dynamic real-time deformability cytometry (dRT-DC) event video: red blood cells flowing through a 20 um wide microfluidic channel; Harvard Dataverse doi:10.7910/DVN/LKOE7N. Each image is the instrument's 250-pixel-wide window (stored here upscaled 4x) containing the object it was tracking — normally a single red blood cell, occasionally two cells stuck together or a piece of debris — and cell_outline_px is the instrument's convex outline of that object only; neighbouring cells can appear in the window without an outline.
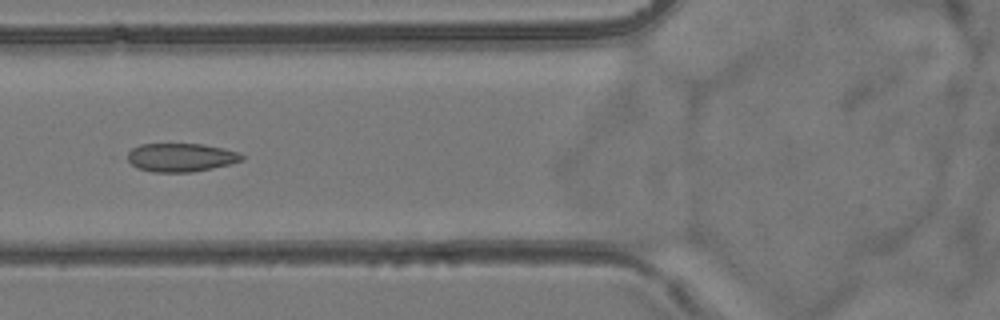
{"species": "common noctule bat (a hibernating species)", "species_latin": "Nyctalus noctula", "temperature_condition": "room temperature", "stored_images_in_passage": 10, "camera_frame_rate_fps": 3000, "um_per_image_px": 0.085, "animal": {"sex": "female", "body_mass_g": 24.6, "forearm_length_mm": 56.2}, "frame": {"image": 1, "passage_image": 6, "time_ms": 6.667, "image_size_px": [1000, 320], "cell_outline_px": [[244, 160], [232, 164], [192, 172], [152, 172], [136, 168], [128, 160], [128, 152], [132, 148], [140, 144], [204, 144], [224, 148], [240, 152], [244, 156]], "centroid_in_image_um": [15.41, 13.38], "position_along_channel_um": 110.4, "area_um2": 19.19}}
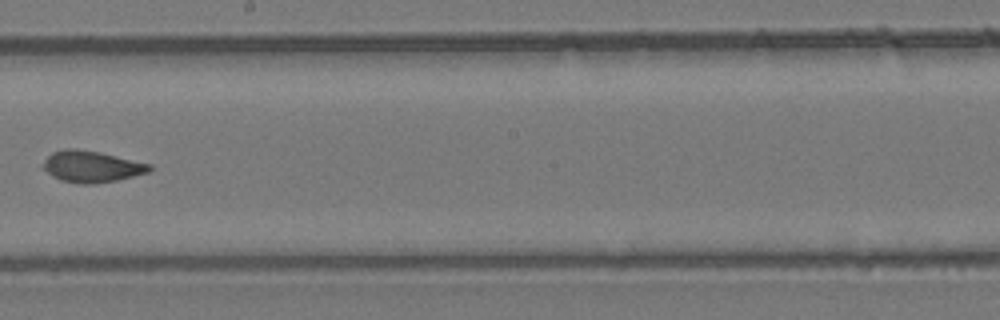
{"frame": {"image": 2, "passage_image": 9, "time_ms": 10.0, "image_size_px": [1000, 320], "cell_outline_px": [[152, 168], [148, 172], [116, 180], [96, 184], [80, 184], [60, 180], [52, 176], [40, 168], [44, 160], [52, 152], [64, 148], [76, 148], [100, 152], [152, 164]], "centroid_in_image_um": [7.74, 14.15], "position_along_channel_um": 240.5, "area_um2": 19.71}}
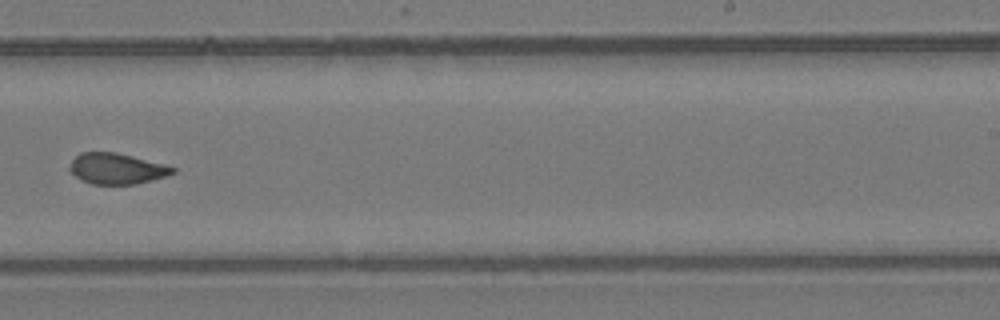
{"frame": {"image": 3, "passage_image": 10, "time_ms": 11.0, "image_size_px": [1000, 320], "cell_outline_px": [[176, 172], [168, 176], [136, 184], [92, 184], [80, 180], [68, 168], [72, 160], [80, 152], [116, 152], [164, 164], [176, 168]], "centroid_in_image_um": [9.93, 14.34], "position_along_channel_um": 279.1, "area_um2": 18.55}}